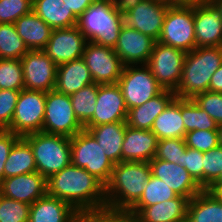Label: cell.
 <instances>
[{"label":"cell","instance_id":"cell-7","mask_svg":"<svg viewBox=\"0 0 222 222\" xmlns=\"http://www.w3.org/2000/svg\"><path fill=\"white\" fill-rule=\"evenodd\" d=\"M158 42L186 53L195 49L194 6H170Z\"/></svg>","mask_w":222,"mask_h":222},{"label":"cell","instance_id":"cell-45","mask_svg":"<svg viewBox=\"0 0 222 222\" xmlns=\"http://www.w3.org/2000/svg\"><path fill=\"white\" fill-rule=\"evenodd\" d=\"M19 135L7 130H0V182L4 179V164Z\"/></svg>","mask_w":222,"mask_h":222},{"label":"cell","instance_id":"cell-29","mask_svg":"<svg viewBox=\"0 0 222 222\" xmlns=\"http://www.w3.org/2000/svg\"><path fill=\"white\" fill-rule=\"evenodd\" d=\"M151 131L159 140L185 138V125L181 115V98L175 97L154 120Z\"/></svg>","mask_w":222,"mask_h":222},{"label":"cell","instance_id":"cell-6","mask_svg":"<svg viewBox=\"0 0 222 222\" xmlns=\"http://www.w3.org/2000/svg\"><path fill=\"white\" fill-rule=\"evenodd\" d=\"M71 164L84 168L104 186L114 168V163L87 129L81 130L71 138Z\"/></svg>","mask_w":222,"mask_h":222},{"label":"cell","instance_id":"cell-34","mask_svg":"<svg viewBox=\"0 0 222 222\" xmlns=\"http://www.w3.org/2000/svg\"><path fill=\"white\" fill-rule=\"evenodd\" d=\"M28 51L15 25L0 23V58L21 59Z\"/></svg>","mask_w":222,"mask_h":222},{"label":"cell","instance_id":"cell-31","mask_svg":"<svg viewBox=\"0 0 222 222\" xmlns=\"http://www.w3.org/2000/svg\"><path fill=\"white\" fill-rule=\"evenodd\" d=\"M37 172L30 144L20 137L12 146L4 164V178Z\"/></svg>","mask_w":222,"mask_h":222},{"label":"cell","instance_id":"cell-24","mask_svg":"<svg viewBox=\"0 0 222 222\" xmlns=\"http://www.w3.org/2000/svg\"><path fill=\"white\" fill-rule=\"evenodd\" d=\"M175 97L174 91L164 89L144 104L129 109L126 124L135 129L151 130L155 118Z\"/></svg>","mask_w":222,"mask_h":222},{"label":"cell","instance_id":"cell-56","mask_svg":"<svg viewBox=\"0 0 222 222\" xmlns=\"http://www.w3.org/2000/svg\"><path fill=\"white\" fill-rule=\"evenodd\" d=\"M96 1H109V2H113V0H96Z\"/></svg>","mask_w":222,"mask_h":222},{"label":"cell","instance_id":"cell-49","mask_svg":"<svg viewBox=\"0 0 222 222\" xmlns=\"http://www.w3.org/2000/svg\"><path fill=\"white\" fill-rule=\"evenodd\" d=\"M209 91L222 93V64L218 70L212 75Z\"/></svg>","mask_w":222,"mask_h":222},{"label":"cell","instance_id":"cell-27","mask_svg":"<svg viewBox=\"0 0 222 222\" xmlns=\"http://www.w3.org/2000/svg\"><path fill=\"white\" fill-rule=\"evenodd\" d=\"M14 25L28 50H43L53 31L33 11L21 16Z\"/></svg>","mask_w":222,"mask_h":222},{"label":"cell","instance_id":"cell-15","mask_svg":"<svg viewBox=\"0 0 222 222\" xmlns=\"http://www.w3.org/2000/svg\"><path fill=\"white\" fill-rule=\"evenodd\" d=\"M169 7L164 0H143L123 17L124 25L158 41Z\"/></svg>","mask_w":222,"mask_h":222},{"label":"cell","instance_id":"cell-46","mask_svg":"<svg viewBox=\"0 0 222 222\" xmlns=\"http://www.w3.org/2000/svg\"><path fill=\"white\" fill-rule=\"evenodd\" d=\"M125 214L108 210L97 212H81L76 222H118Z\"/></svg>","mask_w":222,"mask_h":222},{"label":"cell","instance_id":"cell-1","mask_svg":"<svg viewBox=\"0 0 222 222\" xmlns=\"http://www.w3.org/2000/svg\"><path fill=\"white\" fill-rule=\"evenodd\" d=\"M47 194L64 200L78 213L105 210V186L84 168L70 164L46 179Z\"/></svg>","mask_w":222,"mask_h":222},{"label":"cell","instance_id":"cell-40","mask_svg":"<svg viewBox=\"0 0 222 222\" xmlns=\"http://www.w3.org/2000/svg\"><path fill=\"white\" fill-rule=\"evenodd\" d=\"M33 0H0V23L14 24L32 11Z\"/></svg>","mask_w":222,"mask_h":222},{"label":"cell","instance_id":"cell-22","mask_svg":"<svg viewBox=\"0 0 222 222\" xmlns=\"http://www.w3.org/2000/svg\"><path fill=\"white\" fill-rule=\"evenodd\" d=\"M158 141L151 130L135 129L126 124L121 162H150L156 155Z\"/></svg>","mask_w":222,"mask_h":222},{"label":"cell","instance_id":"cell-4","mask_svg":"<svg viewBox=\"0 0 222 222\" xmlns=\"http://www.w3.org/2000/svg\"><path fill=\"white\" fill-rule=\"evenodd\" d=\"M124 25L112 2L95 1L79 18L77 26L88 41L113 48Z\"/></svg>","mask_w":222,"mask_h":222},{"label":"cell","instance_id":"cell-33","mask_svg":"<svg viewBox=\"0 0 222 222\" xmlns=\"http://www.w3.org/2000/svg\"><path fill=\"white\" fill-rule=\"evenodd\" d=\"M98 85L92 83L70 95L74 114L83 126L93 117Z\"/></svg>","mask_w":222,"mask_h":222},{"label":"cell","instance_id":"cell-2","mask_svg":"<svg viewBox=\"0 0 222 222\" xmlns=\"http://www.w3.org/2000/svg\"><path fill=\"white\" fill-rule=\"evenodd\" d=\"M152 171L149 162L114 164L105 185V210L126 213L141 197Z\"/></svg>","mask_w":222,"mask_h":222},{"label":"cell","instance_id":"cell-10","mask_svg":"<svg viewBox=\"0 0 222 222\" xmlns=\"http://www.w3.org/2000/svg\"><path fill=\"white\" fill-rule=\"evenodd\" d=\"M46 92L20 91L10 127L7 131L23 137L27 134L42 132L45 117Z\"/></svg>","mask_w":222,"mask_h":222},{"label":"cell","instance_id":"cell-13","mask_svg":"<svg viewBox=\"0 0 222 222\" xmlns=\"http://www.w3.org/2000/svg\"><path fill=\"white\" fill-rule=\"evenodd\" d=\"M20 60L24 89L43 92L54 90L57 65L43 50H29Z\"/></svg>","mask_w":222,"mask_h":222},{"label":"cell","instance_id":"cell-12","mask_svg":"<svg viewBox=\"0 0 222 222\" xmlns=\"http://www.w3.org/2000/svg\"><path fill=\"white\" fill-rule=\"evenodd\" d=\"M93 82L99 85L117 84L125 65L113 48L88 41L82 55Z\"/></svg>","mask_w":222,"mask_h":222},{"label":"cell","instance_id":"cell-18","mask_svg":"<svg viewBox=\"0 0 222 222\" xmlns=\"http://www.w3.org/2000/svg\"><path fill=\"white\" fill-rule=\"evenodd\" d=\"M194 27L196 47H222V16L211 1L194 6Z\"/></svg>","mask_w":222,"mask_h":222},{"label":"cell","instance_id":"cell-8","mask_svg":"<svg viewBox=\"0 0 222 222\" xmlns=\"http://www.w3.org/2000/svg\"><path fill=\"white\" fill-rule=\"evenodd\" d=\"M42 132L72 138L84 129L74 114L70 95L56 90L46 92Z\"/></svg>","mask_w":222,"mask_h":222},{"label":"cell","instance_id":"cell-41","mask_svg":"<svg viewBox=\"0 0 222 222\" xmlns=\"http://www.w3.org/2000/svg\"><path fill=\"white\" fill-rule=\"evenodd\" d=\"M184 139L187 147L201 152H207L219 145L217 130H192L186 133Z\"/></svg>","mask_w":222,"mask_h":222},{"label":"cell","instance_id":"cell-47","mask_svg":"<svg viewBox=\"0 0 222 222\" xmlns=\"http://www.w3.org/2000/svg\"><path fill=\"white\" fill-rule=\"evenodd\" d=\"M96 0H63L64 6L79 18Z\"/></svg>","mask_w":222,"mask_h":222},{"label":"cell","instance_id":"cell-21","mask_svg":"<svg viewBox=\"0 0 222 222\" xmlns=\"http://www.w3.org/2000/svg\"><path fill=\"white\" fill-rule=\"evenodd\" d=\"M0 194L32 205L47 194L46 178L38 172L4 178L0 182Z\"/></svg>","mask_w":222,"mask_h":222},{"label":"cell","instance_id":"cell-5","mask_svg":"<svg viewBox=\"0 0 222 222\" xmlns=\"http://www.w3.org/2000/svg\"><path fill=\"white\" fill-rule=\"evenodd\" d=\"M23 138L32 148L37 172L46 179L71 164V138L44 132Z\"/></svg>","mask_w":222,"mask_h":222},{"label":"cell","instance_id":"cell-19","mask_svg":"<svg viewBox=\"0 0 222 222\" xmlns=\"http://www.w3.org/2000/svg\"><path fill=\"white\" fill-rule=\"evenodd\" d=\"M189 199L182 196L146 207H131L125 215L135 222H186Z\"/></svg>","mask_w":222,"mask_h":222},{"label":"cell","instance_id":"cell-28","mask_svg":"<svg viewBox=\"0 0 222 222\" xmlns=\"http://www.w3.org/2000/svg\"><path fill=\"white\" fill-rule=\"evenodd\" d=\"M186 222H222V201L203 189L189 200Z\"/></svg>","mask_w":222,"mask_h":222},{"label":"cell","instance_id":"cell-52","mask_svg":"<svg viewBox=\"0 0 222 222\" xmlns=\"http://www.w3.org/2000/svg\"><path fill=\"white\" fill-rule=\"evenodd\" d=\"M220 11L222 16V0H210Z\"/></svg>","mask_w":222,"mask_h":222},{"label":"cell","instance_id":"cell-32","mask_svg":"<svg viewBox=\"0 0 222 222\" xmlns=\"http://www.w3.org/2000/svg\"><path fill=\"white\" fill-rule=\"evenodd\" d=\"M181 115L185 135L192 130H217L218 124L193 99L181 98Z\"/></svg>","mask_w":222,"mask_h":222},{"label":"cell","instance_id":"cell-38","mask_svg":"<svg viewBox=\"0 0 222 222\" xmlns=\"http://www.w3.org/2000/svg\"><path fill=\"white\" fill-rule=\"evenodd\" d=\"M222 171V146L203 152V189H207Z\"/></svg>","mask_w":222,"mask_h":222},{"label":"cell","instance_id":"cell-25","mask_svg":"<svg viewBox=\"0 0 222 222\" xmlns=\"http://www.w3.org/2000/svg\"><path fill=\"white\" fill-rule=\"evenodd\" d=\"M92 83L90 70L82 58L57 66L54 90L59 93L71 95Z\"/></svg>","mask_w":222,"mask_h":222},{"label":"cell","instance_id":"cell-23","mask_svg":"<svg viewBox=\"0 0 222 222\" xmlns=\"http://www.w3.org/2000/svg\"><path fill=\"white\" fill-rule=\"evenodd\" d=\"M78 216L67 202L46 194L30 206L28 222H76Z\"/></svg>","mask_w":222,"mask_h":222},{"label":"cell","instance_id":"cell-42","mask_svg":"<svg viewBox=\"0 0 222 222\" xmlns=\"http://www.w3.org/2000/svg\"><path fill=\"white\" fill-rule=\"evenodd\" d=\"M193 100L206 111L215 122L222 124V93L206 91L196 95Z\"/></svg>","mask_w":222,"mask_h":222},{"label":"cell","instance_id":"cell-50","mask_svg":"<svg viewBox=\"0 0 222 222\" xmlns=\"http://www.w3.org/2000/svg\"><path fill=\"white\" fill-rule=\"evenodd\" d=\"M170 6H196L210 0H164Z\"/></svg>","mask_w":222,"mask_h":222},{"label":"cell","instance_id":"cell-20","mask_svg":"<svg viewBox=\"0 0 222 222\" xmlns=\"http://www.w3.org/2000/svg\"><path fill=\"white\" fill-rule=\"evenodd\" d=\"M149 164L152 175L163 180L178 196L190 200L203 190L182 165L157 158H153Z\"/></svg>","mask_w":222,"mask_h":222},{"label":"cell","instance_id":"cell-30","mask_svg":"<svg viewBox=\"0 0 222 222\" xmlns=\"http://www.w3.org/2000/svg\"><path fill=\"white\" fill-rule=\"evenodd\" d=\"M32 11L52 29L76 26L78 18L64 6L63 0H33Z\"/></svg>","mask_w":222,"mask_h":222},{"label":"cell","instance_id":"cell-55","mask_svg":"<svg viewBox=\"0 0 222 222\" xmlns=\"http://www.w3.org/2000/svg\"><path fill=\"white\" fill-rule=\"evenodd\" d=\"M118 222H135L132 218L124 215Z\"/></svg>","mask_w":222,"mask_h":222},{"label":"cell","instance_id":"cell-26","mask_svg":"<svg viewBox=\"0 0 222 222\" xmlns=\"http://www.w3.org/2000/svg\"><path fill=\"white\" fill-rule=\"evenodd\" d=\"M98 142L106 156L114 163L121 162L122 143L126 122H114L98 126H84Z\"/></svg>","mask_w":222,"mask_h":222},{"label":"cell","instance_id":"cell-53","mask_svg":"<svg viewBox=\"0 0 222 222\" xmlns=\"http://www.w3.org/2000/svg\"><path fill=\"white\" fill-rule=\"evenodd\" d=\"M217 133L219 145L222 146V124L218 125Z\"/></svg>","mask_w":222,"mask_h":222},{"label":"cell","instance_id":"cell-37","mask_svg":"<svg viewBox=\"0 0 222 222\" xmlns=\"http://www.w3.org/2000/svg\"><path fill=\"white\" fill-rule=\"evenodd\" d=\"M30 206L0 194V222H28Z\"/></svg>","mask_w":222,"mask_h":222},{"label":"cell","instance_id":"cell-51","mask_svg":"<svg viewBox=\"0 0 222 222\" xmlns=\"http://www.w3.org/2000/svg\"><path fill=\"white\" fill-rule=\"evenodd\" d=\"M206 190L213 192L222 201V185H210Z\"/></svg>","mask_w":222,"mask_h":222},{"label":"cell","instance_id":"cell-16","mask_svg":"<svg viewBox=\"0 0 222 222\" xmlns=\"http://www.w3.org/2000/svg\"><path fill=\"white\" fill-rule=\"evenodd\" d=\"M128 110L118 84L98 85L93 117L84 126L126 122Z\"/></svg>","mask_w":222,"mask_h":222},{"label":"cell","instance_id":"cell-17","mask_svg":"<svg viewBox=\"0 0 222 222\" xmlns=\"http://www.w3.org/2000/svg\"><path fill=\"white\" fill-rule=\"evenodd\" d=\"M155 42L156 40L152 37L134 28L123 25L117 44L113 50L125 66L146 65L153 51Z\"/></svg>","mask_w":222,"mask_h":222},{"label":"cell","instance_id":"cell-35","mask_svg":"<svg viewBox=\"0 0 222 222\" xmlns=\"http://www.w3.org/2000/svg\"><path fill=\"white\" fill-rule=\"evenodd\" d=\"M178 195L171 189L163 180H160L153 175L146 184L140 199L132 207H146L159 202H163Z\"/></svg>","mask_w":222,"mask_h":222},{"label":"cell","instance_id":"cell-3","mask_svg":"<svg viewBox=\"0 0 222 222\" xmlns=\"http://www.w3.org/2000/svg\"><path fill=\"white\" fill-rule=\"evenodd\" d=\"M222 64V47H196L187 52L182 77L174 91L177 98L193 99L209 91L212 75Z\"/></svg>","mask_w":222,"mask_h":222},{"label":"cell","instance_id":"cell-36","mask_svg":"<svg viewBox=\"0 0 222 222\" xmlns=\"http://www.w3.org/2000/svg\"><path fill=\"white\" fill-rule=\"evenodd\" d=\"M0 89H24L23 67L20 59L0 58Z\"/></svg>","mask_w":222,"mask_h":222},{"label":"cell","instance_id":"cell-48","mask_svg":"<svg viewBox=\"0 0 222 222\" xmlns=\"http://www.w3.org/2000/svg\"><path fill=\"white\" fill-rule=\"evenodd\" d=\"M143 0H113V6L118 15L124 17Z\"/></svg>","mask_w":222,"mask_h":222},{"label":"cell","instance_id":"cell-43","mask_svg":"<svg viewBox=\"0 0 222 222\" xmlns=\"http://www.w3.org/2000/svg\"><path fill=\"white\" fill-rule=\"evenodd\" d=\"M20 91L0 89V130H7L13 119Z\"/></svg>","mask_w":222,"mask_h":222},{"label":"cell","instance_id":"cell-9","mask_svg":"<svg viewBox=\"0 0 222 222\" xmlns=\"http://www.w3.org/2000/svg\"><path fill=\"white\" fill-rule=\"evenodd\" d=\"M139 67L125 66L117 83L121 88L127 110L144 104L164 90L147 65Z\"/></svg>","mask_w":222,"mask_h":222},{"label":"cell","instance_id":"cell-54","mask_svg":"<svg viewBox=\"0 0 222 222\" xmlns=\"http://www.w3.org/2000/svg\"><path fill=\"white\" fill-rule=\"evenodd\" d=\"M211 185H222V171L219 177Z\"/></svg>","mask_w":222,"mask_h":222},{"label":"cell","instance_id":"cell-11","mask_svg":"<svg viewBox=\"0 0 222 222\" xmlns=\"http://www.w3.org/2000/svg\"><path fill=\"white\" fill-rule=\"evenodd\" d=\"M185 56V51L156 41L146 65L163 89L175 91L182 77Z\"/></svg>","mask_w":222,"mask_h":222},{"label":"cell","instance_id":"cell-14","mask_svg":"<svg viewBox=\"0 0 222 222\" xmlns=\"http://www.w3.org/2000/svg\"><path fill=\"white\" fill-rule=\"evenodd\" d=\"M88 40L78 26L53 29L43 51L57 65L82 58Z\"/></svg>","mask_w":222,"mask_h":222},{"label":"cell","instance_id":"cell-44","mask_svg":"<svg viewBox=\"0 0 222 222\" xmlns=\"http://www.w3.org/2000/svg\"><path fill=\"white\" fill-rule=\"evenodd\" d=\"M181 165L203 189V152L187 147Z\"/></svg>","mask_w":222,"mask_h":222},{"label":"cell","instance_id":"cell-39","mask_svg":"<svg viewBox=\"0 0 222 222\" xmlns=\"http://www.w3.org/2000/svg\"><path fill=\"white\" fill-rule=\"evenodd\" d=\"M187 146L184 138H168L158 141L154 158L181 165Z\"/></svg>","mask_w":222,"mask_h":222}]
</instances>
